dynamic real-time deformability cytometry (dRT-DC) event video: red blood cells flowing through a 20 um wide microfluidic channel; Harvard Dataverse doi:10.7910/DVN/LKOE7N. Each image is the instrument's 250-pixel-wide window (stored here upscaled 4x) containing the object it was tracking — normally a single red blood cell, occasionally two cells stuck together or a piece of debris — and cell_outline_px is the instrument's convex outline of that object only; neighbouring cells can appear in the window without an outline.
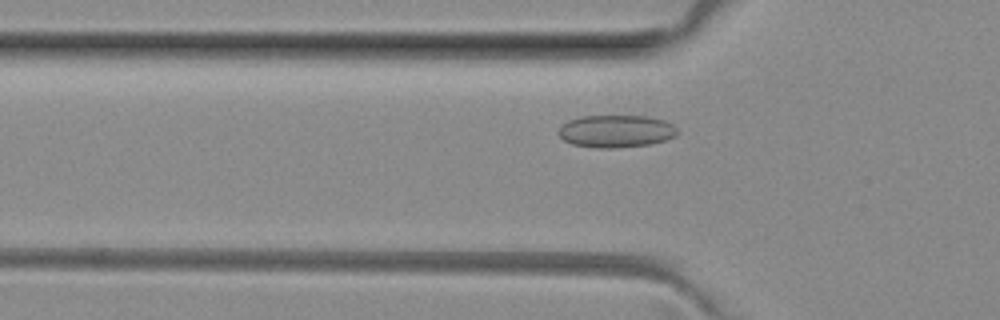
{"species": "common noctule bat (a hibernating species)", "species_latin": "Nyctalus noctula", "temperature_condition": "room temperature", "stored_images_in_passage": 39, "camera_frame_rate_fps": 3000, "um_per_image_px": 0.085, "animal": {"sex": "female", "body_mass_g": 29.2, "forearm_length_mm": 56.3}, "frame": {"image": 1, "passage_image": 4, "time_ms": 1.0, "image_size_px": [1000, 320], "cell_outline_px": [[680, 132], [676, 136], [664, 140], [648, 144], [616, 148], [596, 148], [572, 144], [564, 140], [556, 132], [568, 120], [580, 116], [644, 116], [664, 120], [672, 124]], "centroid_in_image_um": [52.36, 11.15], "position_along_channel_um": 73.4, "area_um2": 22.48}}
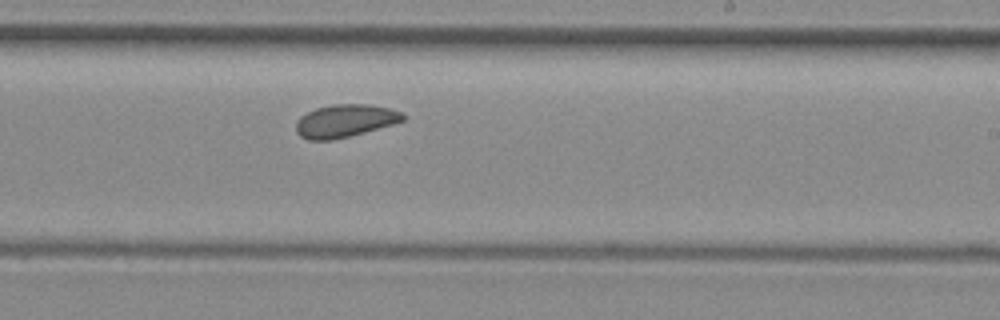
{"frame": {"image": 2, "passage_image": 18, "time_ms": 5.667, "image_size_px": [1000, 320], "cell_outline_px": [[408, 116], [404, 120], [392, 124], [364, 132], [332, 140], [308, 140], [300, 136], [296, 132], [296, 120], [300, 116], [316, 108], [332, 104], [368, 104], [388, 108], [404, 112]], "centroid_in_image_um": [29.32, 10.26], "position_along_channel_um": 259.7, "area_um2": 20.46}}
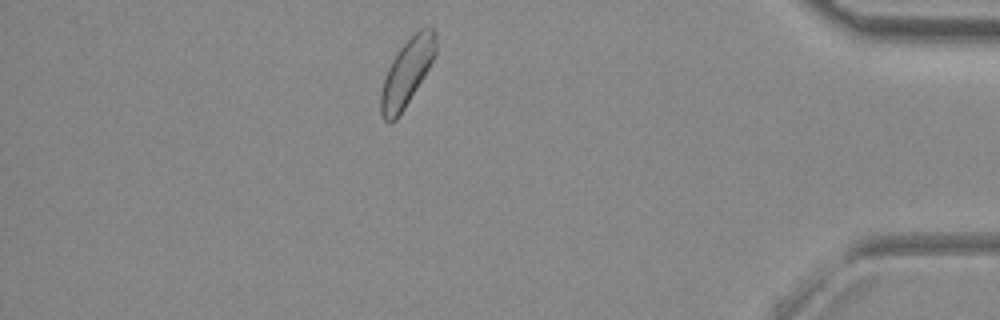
{"frame": {"image": 3, "passage_image": 32, "time_ms": 10.333, "image_size_px": [1000, 320], "cell_outline_px": [[436, 52], [424, 76], [404, 108], [396, 120], [388, 124], [384, 120], [380, 112], [380, 92], [384, 76], [396, 52], [420, 28], [432, 28], [436, 32]], "centroid_in_image_um": [34.55, 6.19], "position_along_channel_um": 400.6, "area_um2": 21.15}, "authors_computed_cell_mechanics": {"area_um2": 20.9236, "velocity_mm_per_s": 3.9869, "shape_relaxation_time_tau1_ms": null, "shape_relaxation_time_tau2_ms": 6.1342, "deformation_change_tau1": null, "deformation_change_tau2": 0.1002}}